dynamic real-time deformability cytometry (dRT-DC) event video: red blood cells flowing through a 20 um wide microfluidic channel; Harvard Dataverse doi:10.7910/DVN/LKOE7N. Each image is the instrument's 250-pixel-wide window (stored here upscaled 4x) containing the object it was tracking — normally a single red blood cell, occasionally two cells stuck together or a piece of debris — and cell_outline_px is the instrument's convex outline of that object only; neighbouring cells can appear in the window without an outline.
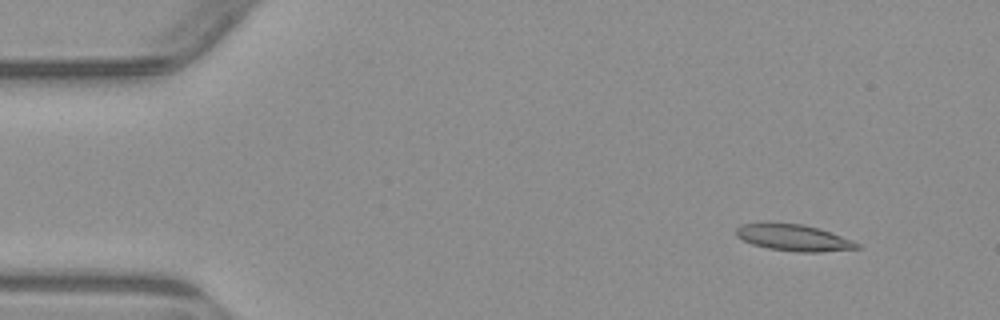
{"species": "common noctule bat (a hibernating species)", "species_latin": "Nyctalus noctula", "temperature_condition": "warm", "stored_images_in_passage": 6, "camera_frame_rate_fps": 3000, "um_per_image_px": 0.085, "animal": {"sex": "male", "body_mass_g": 23.1, "forearm_length_mm": 52.7}, "frame": {"image": 1, "passage_image": 2, "time_ms": 1.333, "image_size_px": [1000, 320], "cell_outline_px": [[860, 248], [820, 252], [800, 252], [768, 248], [752, 244], [736, 236], [736, 228], [740, 224], [768, 220], [804, 224], [852, 240], [860, 244]], "centroid_in_image_um": [67.37, 20.16], "position_along_channel_um": 17.6, "area_um2": 19.02}}
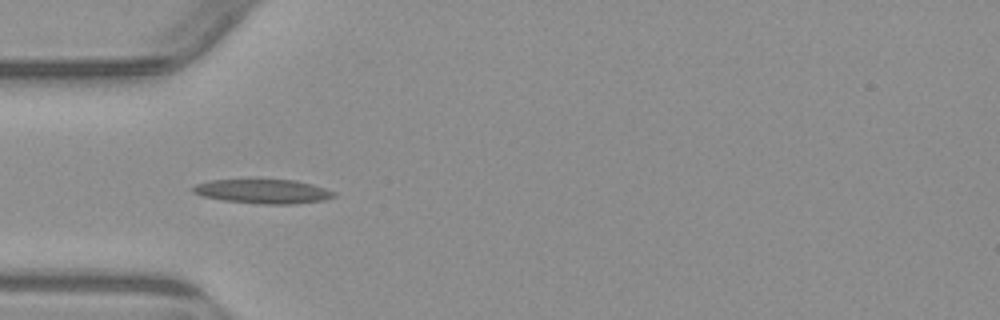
{"frame": {"image": 2, "passage_image": 5, "time_ms": 5.0, "image_size_px": [1000, 320], "cell_outline_px": [[336, 196], [324, 200], [292, 204], [260, 204], [224, 200], [200, 196], [192, 192], [192, 188], [196, 184], [212, 180], [296, 180], [312, 184], [336, 192]], "centroid_in_image_um": [22.37, 16.27], "position_along_channel_um": 62.6, "area_um2": 19.83}}
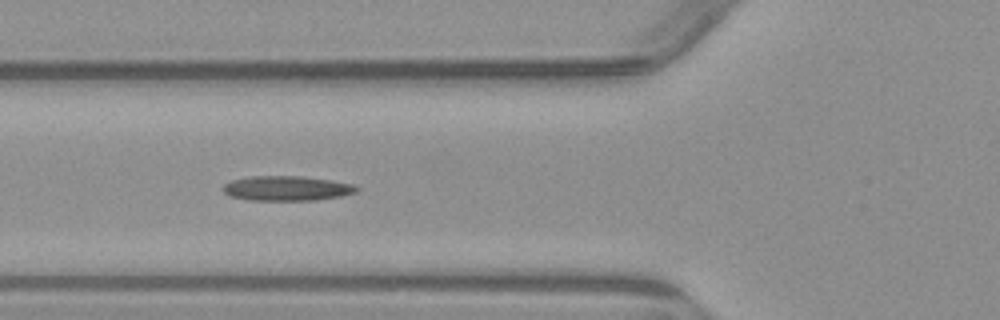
{"frame": {"image": 3, "passage_image": 6, "time_ms": 6.0, "image_size_px": [1000, 320], "cell_outline_px": [[360, 188], [356, 192], [340, 196], [316, 200], [248, 200], [228, 196], [224, 192], [224, 184], [232, 180], [252, 176], [300, 176], [332, 180], [352, 184]], "centroid_in_image_um": [24.37, 16.01], "position_along_channel_um": 101.4, "area_um2": 19.25}}